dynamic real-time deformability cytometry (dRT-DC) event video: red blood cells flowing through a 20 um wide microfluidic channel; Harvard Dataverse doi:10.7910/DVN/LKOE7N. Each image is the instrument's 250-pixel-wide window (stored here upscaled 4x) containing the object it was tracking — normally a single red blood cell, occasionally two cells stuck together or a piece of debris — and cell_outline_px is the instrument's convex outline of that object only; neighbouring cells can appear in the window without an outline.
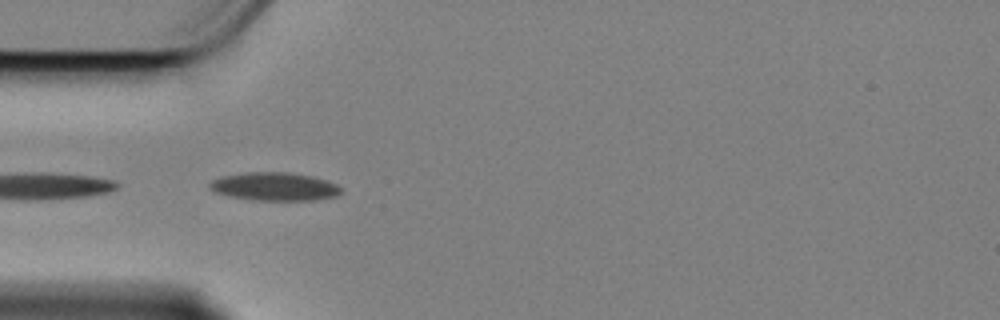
{"species": "Egyptian fruit bat (a non-hibernating species)", "species_latin": "Rousettus aegyptiacus", "temperature_condition": "cold", "stored_images_in_passage": 27, "camera_frame_rate_fps": 3000, "um_per_image_px": 0.085, "animal": {"sex": "female"}, "frame": {"image": 1, "passage_image": 1, "time_ms": 0.0, "image_size_px": [1000, 320], "cell_outline_px": [[340, 192], [336, 196], [312, 200], [252, 200], [228, 196], [216, 192], [208, 188], [208, 184], [212, 180], [224, 176], [248, 172], [288, 172], [312, 176], [336, 184], [340, 188]], "centroid_in_image_um": [23.29, 15.86], "position_along_channel_um": 61.7, "area_um2": 21.44}}